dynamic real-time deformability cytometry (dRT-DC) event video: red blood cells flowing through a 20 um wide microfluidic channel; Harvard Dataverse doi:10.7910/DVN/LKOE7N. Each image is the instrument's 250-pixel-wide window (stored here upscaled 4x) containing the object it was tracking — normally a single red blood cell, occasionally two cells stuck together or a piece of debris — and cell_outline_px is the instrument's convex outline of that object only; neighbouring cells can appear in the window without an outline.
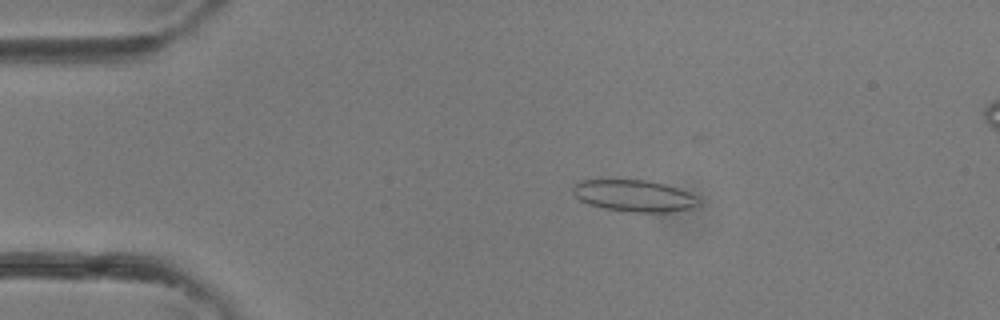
{"species": "common noctule bat (a hibernating species)", "species_latin": "Nyctalus noctula", "temperature_condition": "room temperature", "stored_images_in_passage": 33, "camera_frame_rate_fps": 3000, "um_per_image_px": 0.085, "animal": {"sex": "female"}, "frame": {"image": 1, "passage_image": 3, "time_ms": 0.667, "image_size_px": [1000, 320], "cell_outline_px": [[700, 204], [692, 208], [668, 212], [632, 212], [604, 208], [588, 204], [580, 200], [572, 192], [572, 188], [580, 180], [648, 180], [664, 184], [676, 188], [696, 196], [700, 200]], "centroid_in_image_um": [53.9, 16.64], "position_along_channel_um": 31.1, "area_um2": 23.06}}
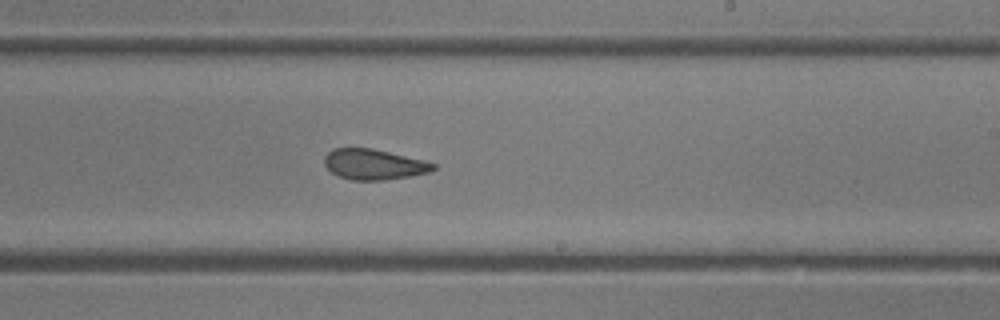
{"frame": {"image": 2, "passage_image": 18, "time_ms": 5.667, "image_size_px": [1000, 320], "cell_outline_px": [[436, 168], [428, 172], [412, 176], [384, 180], [352, 180], [340, 176], [332, 172], [324, 164], [324, 156], [332, 148], [372, 148], [424, 160], [436, 164]], "centroid_in_image_um": [31.78, 13.97], "position_along_channel_um": 257.2, "area_um2": 19.31}}
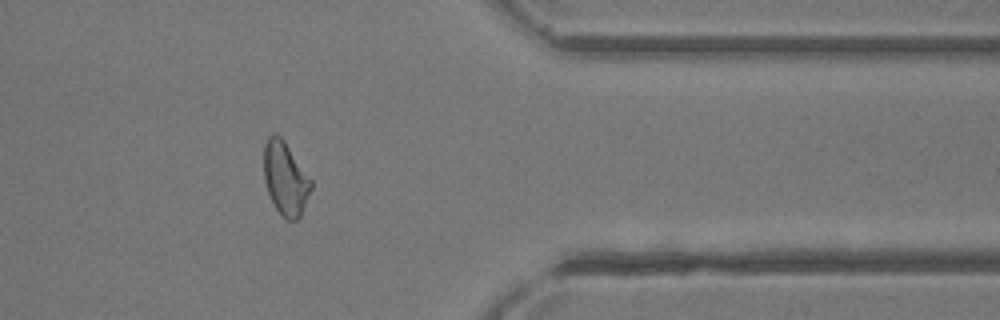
{"frame": {"image": 3, "passage_image": 26, "time_ms": 8.333, "image_size_px": [1000, 320], "cell_outline_px": [[312, 188], [300, 216], [296, 220], [288, 220], [276, 208], [268, 192], [264, 180], [264, 144], [268, 136], [272, 132], [276, 132], [284, 140], [312, 180]], "centroid_in_image_um": [24.25, 15.12], "position_along_channel_um": 387.1, "area_um2": 20.06}}